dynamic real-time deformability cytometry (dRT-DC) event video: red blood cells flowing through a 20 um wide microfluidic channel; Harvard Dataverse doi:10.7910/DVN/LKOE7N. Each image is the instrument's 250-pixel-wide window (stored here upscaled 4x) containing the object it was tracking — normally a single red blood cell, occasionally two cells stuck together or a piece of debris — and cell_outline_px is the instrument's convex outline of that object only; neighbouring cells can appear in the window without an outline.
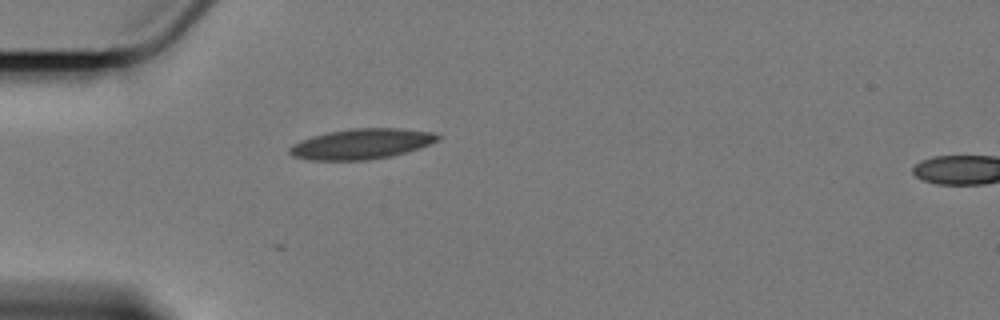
{"species": "Egyptian fruit bat (a non-hibernating species)", "species_latin": "Rousettus aegyptiacus", "temperature_condition": "cold", "stored_images_in_passage": 43, "camera_frame_rate_fps": 3000, "um_per_image_px": 0.085, "animal": {"sex": "female"}, "frame": {"image": 1, "passage_image": 1, "time_ms": 0.0, "image_size_px": [1000, 320], "cell_outline_px": [[440, 136], [436, 140], [428, 144], [404, 152], [388, 156], [368, 160], [312, 160], [292, 156], [288, 152], [288, 148], [292, 144], [300, 140], [312, 136], [328, 132], [352, 128], [400, 128], [436, 132]], "centroid_in_image_um": [30.67, 12.22], "position_along_channel_um": 54.3, "area_um2": 26.01}}
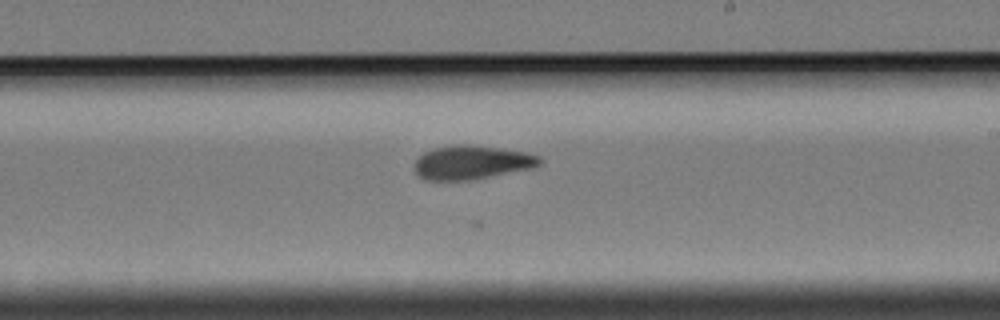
{"frame": {"image": 2, "passage_image": 19, "time_ms": 6.0, "image_size_px": [1000, 320], "cell_outline_px": [[540, 164], [532, 168], [472, 180], [424, 180], [416, 172], [416, 160], [424, 152], [432, 148], [452, 144], [468, 144], [500, 148], [524, 152], [540, 156]], "centroid_in_image_um": [40.09, 13.8], "position_along_channel_um": 248.9, "area_um2": 24.62}}
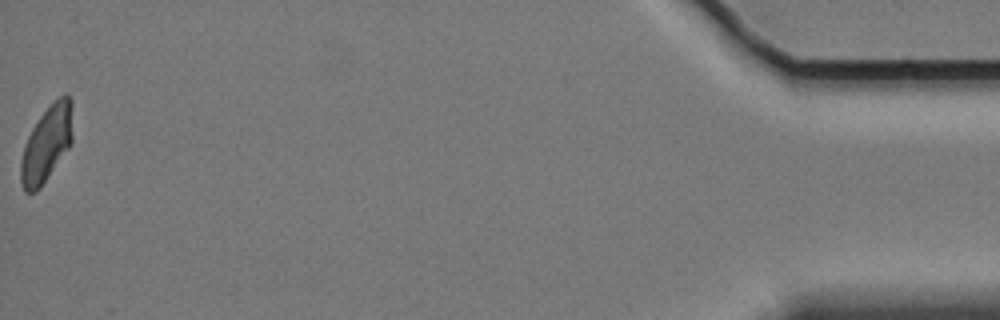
{"frame": {"image": 3, "passage_image": 43, "time_ms": 14.0, "image_size_px": [1000, 320], "cell_outline_px": [[72, 144], [40, 188], [36, 192], [24, 192], [20, 184], [20, 160], [24, 144], [32, 128], [40, 116], [64, 92], [68, 92], [72, 100]], "centroid_in_image_um": [3.96, 12.24], "position_along_channel_um": 431.2, "area_um2": 23.18}}